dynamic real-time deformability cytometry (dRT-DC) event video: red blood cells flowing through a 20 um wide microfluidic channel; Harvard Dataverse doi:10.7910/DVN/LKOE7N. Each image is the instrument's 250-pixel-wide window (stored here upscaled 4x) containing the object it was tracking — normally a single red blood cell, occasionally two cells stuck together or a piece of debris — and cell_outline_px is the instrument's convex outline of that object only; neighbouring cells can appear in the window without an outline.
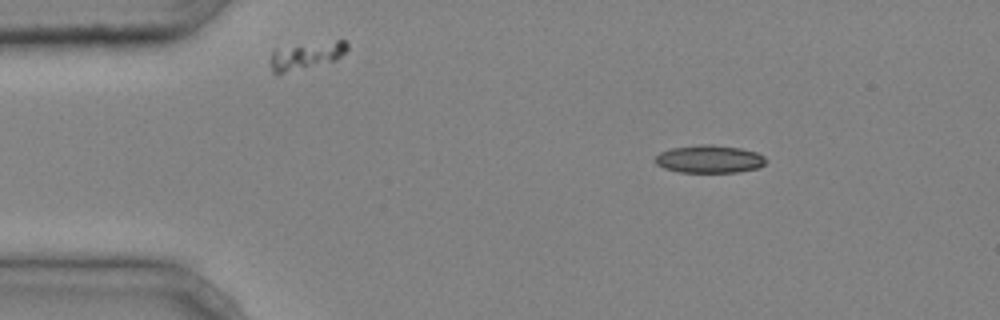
{"species": "common noctule bat (a hibernating species)", "species_latin": "Nyctalus noctula", "temperature_condition": "cold", "stored_images_in_passage": 3, "camera_frame_rate_fps": 3000, "um_per_image_px": 0.085, "animal": {"sex": "male", "body_mass_g": 20.4}, "frame": {"image": 1, "passage_image": 2, "time_ms": 0.333, "image_size_px": [1000, 320], "cell_outline_px": [[764, 164], [756, 168], [736, 172], [680, 172], [664, 168], [656, 164], [652, 160], [660, 152], [672, 148], [700, 144], [712, 144], [740, 148], [756, 152], [764, 156]], "centroid_in_image_um": [60.24, 13.51], "position_along_channel_um": 24.8, "area_um2": 17.86}}